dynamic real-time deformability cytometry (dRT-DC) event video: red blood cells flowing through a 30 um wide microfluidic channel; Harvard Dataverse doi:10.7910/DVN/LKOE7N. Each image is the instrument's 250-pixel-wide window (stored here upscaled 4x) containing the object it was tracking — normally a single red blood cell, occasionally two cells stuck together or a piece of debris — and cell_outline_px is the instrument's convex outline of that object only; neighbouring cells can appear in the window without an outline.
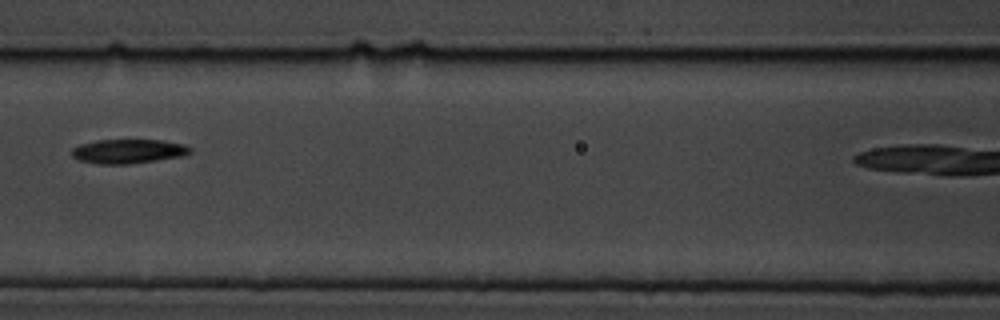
{"species": "common noctule bat (a hibernating species)", "species_latin": "Nyctalus noctula", "temperature_condition": "cold", "stored_images_in_passage": 6, "segment_of_instrument_passage": [1, 2], "camera_frame_rate_fps": 3000, "um_per_image_px": 0.085, "animal": {"sex": "male", "body_mass_g": 19.5, "forearm_length_mm": 54.6}, "frame": {"image": 1, "passage_image": 4, "time_ms": 4.333, "image_size_px": [1000, 320], "cell_outline_px": [[192, 152], [184, 156], [128, 164], [96, 164], [76, 160], [72, 156], [72, 148], [80, 144], [96, 140], [160, 140], [184, 144], [192, 148]], "centroid_in_image_um": [10.88, 12.86], "position_along_channel_um": 155.7, "area_um2": 16.88}}